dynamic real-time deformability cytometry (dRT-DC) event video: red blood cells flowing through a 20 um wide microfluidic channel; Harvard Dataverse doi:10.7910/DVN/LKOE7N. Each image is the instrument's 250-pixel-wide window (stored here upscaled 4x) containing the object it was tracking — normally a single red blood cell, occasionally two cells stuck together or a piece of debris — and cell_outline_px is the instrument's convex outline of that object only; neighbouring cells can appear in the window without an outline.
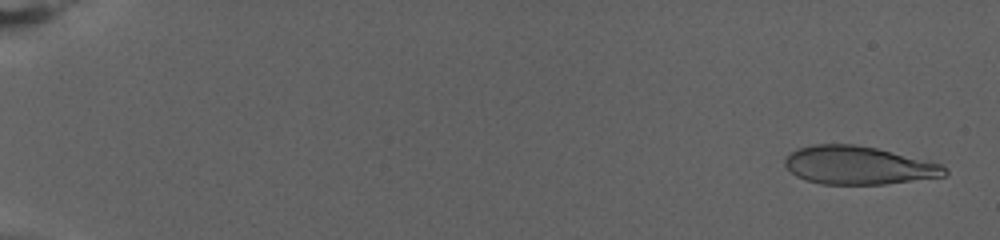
{"species": "human", "species_latin": "Homo sapiens", "temperature_condition": "warm", "stored_images_in_passage": 75, "camera_frame_rate_fps": 3000, "um_per_image_px": 0.085, "donor": {"sex": "female"}, "frame": {"image": 1, "passage_image": 3, "time_ms": 0.667, "image_size_px": [1000, 240], "cell_outline_px": [[948, 172], [944, 176], [884, 184], [820, 184], [796, 176], [784, 164], [784, 160], [796, 148], [812, 144], [852, 144], [876, 148], [940, 164], [948, 168]], "centroid_in_image_um": [72.94, 14.05], "position_along_channel_um": 12.1, "area_um2": 35.2}}
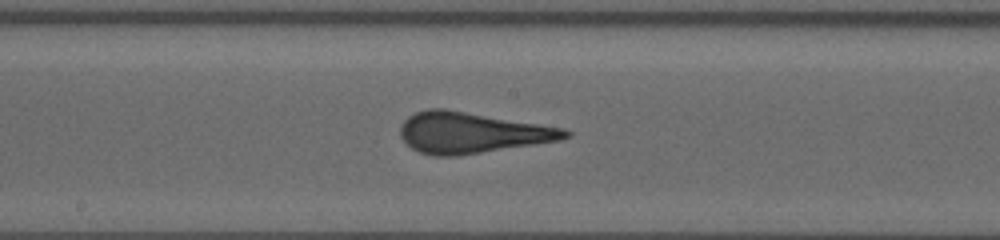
{"frame": {"image": 2, "passage_image": 43, "time_ms": 14.0, "image_size_px": [1000, 240], "cell_outline_px": [[572, 136], [560, 140], [456, 156], [432, 156], [420, 152], [412, 148], [400, 136], [400, 124], [408, 116], [416, 112], [428, 108], [444, 108], [564, 128], [572, 132]], "centroid_in_image_um": [40.08, 11.27], "position_along_channel_um": 208.1, "area_um2": 39.19}}
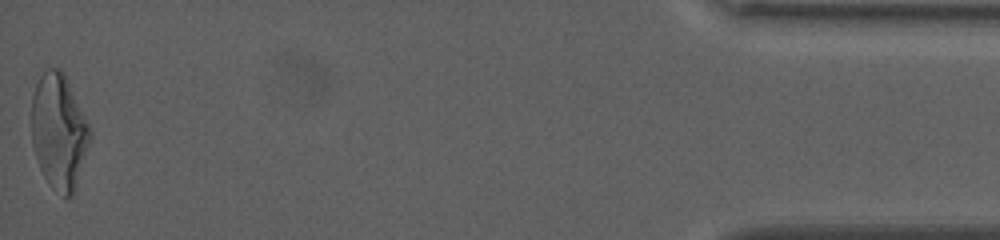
{"frame": {"image": 3, "passage_image": 75, "time_ms": 24.667, "image_size_px": [1000, 240], "cell_outline_px": [[92, 136], [72, 196], [64, 196], [52, 188], [48, 184], [40, 168], [32, 144], [32, 96], [36, 84], [40, 76], [48, 68], [60, 68], [64, 72], [92, 132]], "centroid_in_image_um": [5.01, 11.16], "position_along_channel_um": 430.2, "area_um2": 38.9}, "authors_computed_cell_mechanics": {"area_um2": 37.57, "velocity_mm_per_s": 2.8381, "shape_relaxation_time_tau1_ms": 7.1661, "shape_relaxation_time_tau2_ms": null, "deformation_change_tau1": 0.2632, "deformation_change_tau2": null}}